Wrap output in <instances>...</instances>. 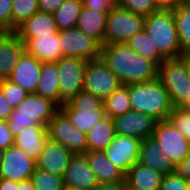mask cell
I'll return each instance as SVG.
<instances>
[{"instance_id": "d6986e66", "label": "cell", "mask_w": 190, "mask_h": 190, "mask_svg": "<svg viewBox=\"0 0 190 190\" xmlns=\"http://www.w3.org/2000/svg\"><path fill=\"white\" fill-rule=\"evenodd\" d=\"M25 45L15 33H0V81L9 79Z\"/></svg>"}, {"instance_id": "9c48e42d", "label": "cell", "mask_w": 190, "mask_h": 190, "mask_svg": "<svg viewBox=\"0 0 190 190\" xmlns=\"http://www.w3.org/2000/svg\"><path fill=\"white\" fill-rule=\"evenodd\" d=\"M121 85L118 77L102 58L87 61L83 79V91L104 101Z\"/></svg>"}, {"instance_id": "8fae6325", "label": "cell", "mask_w": 190, "mask_h": 190, "mask_svg": "<svg viewBox=\"0 0 190 190\" xmlns=\"http://www.w3.org/2000/svg\"><path fill=\"white\" fill-rule=\"evenodd\" d=\"M86 65L87 60L75 57H62L57 62L60 107L78 92L83 91Z\"/></svg>"}, {"instance_id": "8992f818", "label": "cell", "mask_w": 190, "mask_h": 190, "mask_svg": "<svg viewBox=\"0 0 190 190\" xmlns=\"http://www.w3.org/2000/svg\"><path fill=\"white\" fill-rule=\"evenodd\" d=\"M60 109L81 132L87 133L96 122L106 117L103 101L93 94L80 91Z\"/></svg>"}, {"instance_id": "d6a6232c", "label": "cell", "mask_w": 190, "mask_h": 190, "mask_svg": "<svg viewBox=\"0 0 190 190\" xmlns=\"http://www.w3.org/2000/svg\"><path fill=\"white\" fill-rule=\"evenodd\" d=\"M39 12L38 0H13L12 2V33L26 20Z\"/></svg>"}, {"instance_id": "7c38bea8", "label": "cell", "mask_w": 190, "mask_h": 190, "mask_svg": "<svg viewBox=\"0 0 190 190\" xmlns=\"http://www.w3.org/2000/svg\"><path fill=\"white\" fill-rule=\"evenodd\" d=\"M63 57L83 58L87 61L100 58L102 45L77 27L59 31Z\"/></svg>"}, {"instance_id": "9a60e30c", "label": "cell", "mask_w": 190, "mask_h": 190, "mask_svg": "<svg viewBox=\"0 0 190 190\" xmlns=\"http://www.w3.org/2000/svg\"><path fill=\"white\" fill-rule=\"evenodd\" d=\"M115 134L132 136L141 140L152 137L156 120L142 112L129 111L113 119Z\"/></svg>"}, {"instance_id": "f1b7e54d", "label": "cell", "mask_w": 190, "mask_h": 190, "mask_svg": "<svg viewBox=\"0 0 190 190\" xmlns=\"http://www.w3.org/2000/svg\"><path fill=\"white\" fill-rule=\"evenodd\" d=\"M126 44L136 53L154 62L158 67L166 59L144 30L134 34Z\"/></svg>"}, {"instance_id": "b9f144b4", "label": "cell", "mask_w": 190, "mask_h": 190, "mask_svg": "<svg viewBox=\"0 0 190 190\" xmlns=\"http://www.w3.org/2000/svg\"><path fill=\"white\" fill-rule=\"evenodd\" d=\"M65 0H38L39 11L53 14Z\"/></svg>"}, {"instance_id": "2e32d148", "label": "cell", "mask_w": 190, "mask_h": 190, "mask_svg": "<svg viewBox=\"0 0 190 190\" xmlns=\"http://www.w3.org/2000/svg\"><path fill=\"white\" fill-rule=\"evenodd\" d=\"M63 180L66 190H92L99 184L84 155H74Z\"/></svg>"}, {"instance_id": "4dcf8cb0", "label": "cell", "mask_w": 190, "mask_h": 190, "mask_svg": "<svg viewBox=\"0 0 190 190\" xmlns=\"http://www.w3.org/2000/svg\"><path fill=\"white\" fill-rule=\"evenodd\" d=\"M82 6V0H65L63 2L53 13L59 31L76 27Z\"/></svg>"}, {"instance_id": "52a82bcc", "label": "cell", "mask_w": 190, "mask_h": 190, "mask_svg": "<svg viewBox=\"0 0 190 190\" xmlns=\"http://www.w3.org/2000/svg\"><path fill=\"white\" fill-rule=\"evenodd\" d=\"M48 139L58 143L74 155L87 152L86 133L73 125L67 115L60 109L47 125Z\"/></svg>"}, {"instance_id": "f5cc1de1", "label": "cell", "mask_w": 190, "mask_h": 190, "mask_svg": "<svg viewBox=\"0 0 190 190\" xmlns=\"http://www.w3.org/2000/svg\"><path fill=\"white\" fill-rule=\"evenodd\" d=\"M187 69H188V75H189V80H190V63H187Z\"/></svg>"}, {"instance_id": "5b68a950", "label": "cell", "mask_w": 190, "mask_h": 190, "mask_svg": "<svg viewBox=\"0 0 190 190\" xmlns=\"http://www.w3.org/2000/svg\"><path fill=\"white\" fill-rule=\"evenodd\" d=\"M158 79L168 92L173 107H181L190 97L187 60L183 56L166 58L158 67Z\"/></svg>"}, {"instance_id": "74e56055", "label": "cell", "mask_w": 190, "mask_h": 190, "mask_svg": "<svg viewBox=\"0 0 190 190\" xmlns=\"http://www.w3.org/2000/svg\"><path fill=\"white\" fill-rule=\"evenodd\" d=\"M189 181L172 172L162 176L160 190H188Z\"/></svg>"}, {"instance_id": "d4e9b609", "label": "cell", "mask_w": 190, "mask_h": 190, "mask_svg": "<svg viewBox=\"0 0 190 190\" xmlns=\"http://www.w3.org/2000/svg\"><path fill=\"white\" fill-rule=\"evenodd\" d=\"M162 176L137 162L125 173V185L132 190H160Z\"/></svg>"}, {"instance_id": "e0dca14e", "label": "cell", "mask_w": 190, "mask_h": 190, "mask_svg": "<svg viewBox=\"0 0 190 190\" xmlns=\"http://www.w3.org/2000/svg\"><path fill=\"white\" fill-rule=\"evenodd\" d=\"M41 66L42 62L24 51L8 80L13 84L19 85L29 94H35L40 78Z\"/></svg>"}, {"instance_id": "ac0fdd59", "label": "cell", "mask_w": 190, "mask_h": 190, "mask_svg": "<svg viewBox=\"0 0 190 190\" xmlns=\"http://www.w3.org/2000/svg\"><path fill=\"white\" fill-rule=\"evenodd\" d=\"M74 154L62 145L52 142L49 139L45 143L39 158L36 160V167L46 170L52 174L64 176Z\"/></svg>"}, {"instance_id": "836d02e7", "label": "cell", "mask_w": 190, "mask_h": 190, "mask_svg": "<svg viewBox=\"0 0 190 190\" xmlns=\"http://www.w3.org/2000/svg\"><path fill=\"white\" fill-rule=\"evenodd\" d=\"M34 190H66L63 176L36 167L31 175Z\"/></svg>"}, {"instance_id": "5bb4252c", "label": "cell", "mask_w": 190, "mask_h": 190, "mask_svg": "<svg viewBox=\"0 0 190 190\" xmlns=\"http://www.w3.org/2000/svg\"><path fill=\"white\" fill-rule=\"evenodd\" d=\"M36 168V161L14 145L4 150L0 166V178L15 182L30 179Z\"/></svg>"}, {"instance_id": "484cf974", "label": "cell", "mask_w": 190, "mask_h": 190, "mask_svg": "<svg viewBox=\"0 0 190 190\" xmlns=\"http://www.w3.org/2000/svg\"><path fill=\"white\" fill-rule=\"evenodd\" d=\"M108 12H98L82 6L76 27L104 45Z\"/></svg>"}, {"instance_id": "6da1fadb", "label": "cell", "mask_w": 190, "mask_h": 190, "mask_svg": "<svg viewBox=\"0 0 190 190\" xmlns=\"http://www.w3.org/2000/svg\"><path fill=\"white\" fill-rule=\"evenodd\" d=\"M100 57L121 84L129 85L158 78V66L136 53L126 43L102 45Z\"/></svg>"}, {"instance_id": "7dc6e473", "label": "cell", "mask_w": 190, "mask_h": 190, "mask_svg": "<svg viewBox=\"0 0 190 190\" xmlns=\"http://www.w3.org/2000/svg\"><path fill=\"white\" fill-rule=\"evenodd\" d=\"M18 182L0 178V190H17Z\"/></svg>"}, {"instance_id": "83f0119b", "label": "cell", "mask_w": 190, "mask_h": 190, "mask_svg": "<svg viewBox=\"0 0 190 190\" xmlns=\"http://www.w3.org/2000/svg\"><path fill=\"white\" fill-rule=\"evenodd\" d=\"M115 135L113 120L106 116L86 133L87 151H104Z\"/></svg>"}, {"instance_id": "ee69618b", "label": "cell", "mask_w": 190, "mask_h": 190, "mask_svg": "<svg viewBox=\"0 0 190 190\" xmlns=\"http://www.w3.org/2000/svg\"><path fill=\"white\" fill-rule=\"evenodd\" d=\"M175 172L190 182V155L175 167Z\"/></svg>"}, {"instance_id": "c3c4849f", "label": "cell", "mask_w": 190, "mask_h": 190, "mask_svg": "<svg viewBox=\"0 0 190 190\" xmlns=\"http://www.w3.org/2000/svg\"><path fill=\"white\" fill-rule=\"evenodd\" d=\"M17 190H34V185L31 179L18 182Z\"/></svg>"}, {"instance_id": "ba28073f", "label": "cell", "mask_w": 190, "mask_h": 190, "mask_svg": "<svg viewBox=\"0 0 190 190\" xmlns=\"http://www.w3.org/2000/svg\"><path fill=\"white\" fill-rule=\"evenodd\" d=\"M144 19L116 5L107 15L104 44L126 43L143 30Z\"/></svg>"}, {"instance_id": "4fadbf2b", "label": "cell", "mask_w": 190, "mask_h": 190, "mask_svg": "<svg viewBox=\"0 0 190 190\" xmlns=\"http://www.w3.org/2000/svg\"><path fill=\"white\" fill-rule=\"evenodd\" d=\"M141 139L116 134L104 150L106 157L124 173L138 162Z\"/></svg>"}, {"instance_id": "e575fe53", "label": "cell", "mask_w": 190, "mask_h": 190, "mask_svg": "<svg viewBox=\"0 0 190 190\" xmlns=\"http://www.w3.org/2000/svg\"><path fill=\"white\" fill-rule=\"evenodd\" d=\"M117 6L144 18L159 10L154 0H117Z\"/></svg>"}, {"instance_id": "816d5d0a", "label": "cell", "mask_w": 190, "mask_h": 190, "mask_svg": "<svg viewBox=\"0 0 190 190\" xmlns=\"http://www.w3.org/2000/svg\"><path fill=\"white\" fill-rule=\"evenodd\" d=\"M3 154H4V151L0 149V166L2 165V162H3Z\"/></svg>"}, {"instance_id": "30bf717a", "label": "cell", "mask_w": 190, "mask_h": 190, "mask_svg": "<svg viewBox=\"0 0 190 190\" xmlns=\"http://www.w3.org/2000/svg\"><path fill=\"white\" fill-rule=\"evenodd\" d=\"M152 137L174 167L190 155V142L168 120L156 122Z\"/></svg>"}, {"instance_id": "db71d44e", "label": "cell", "mask_w": 190, "mask_h": 190, "mask_svg": "<svg viewBox=\"0 0 190 190\" xmlns=\"http://www.w3.org/2000/svg\"><path fill=\"white\" fill-rule=\"evenodd\" d=\"M125 190H132V189H130V188H128V187H126V185H125Z\"/></svg>"}, {"instance_id": "f907efd6", "label": "cell", "mask_w": 190, "mask_h": 190, "mask_svg": "<svg viewBox=\"0 0 190 190\" xmlns=\"http://www.w3.org/2000/svg\"><path fill=\"white\" fill-rule=\"evenodd\" d=\"M186 60H187V63H190V48L187 49L183 55H182Z\"/></svg>"}, {"instance_id": "7a4b0ae2", "label": "cell", "mask_w": 190, "mask_h": 190, "mask_svg": "<svg viewBox=\"0 0 190 190\" xmlns=\"http://www.w3.org/2000/svg\"><path fill=\"white\" fill-rule=\"evenodd\" d=\"M129 97L131 111L142 112L157 122L168 120L173 109L169 94L158 78L129 84Z\"/></svg>"}, {"instance_id": "7bdbcfd3", "label": "cell", "mask_w": 190, "mask_h": 190, "mask_svg": "<svg viewBox=\"0 0 190 190\" xmlns=\"http://www.w3.org/2000/svg\"><path fill=\"white\" fill-rule=\"evenodd\" d=\"M14 110L4 93L0 90V120L7 121L10 113Z\"/></svg>"}, {"instance_id": "681fc988", "label": "cell", "mask_w": 190, "mask_h": 190, "mask_svg": "<svg viewBox=\"0 0 190 190\" xmlns=\"http://www.w3.org/2000/svg\"><path fill=\"white\" fill-rule=\"evenodd\" d=\"M182 110L187 111L190 113V97H188V100L184 102L181 107Z\"/></svg>"}, {"instance_id": "cb8c5ba5", "label": "cell", "mask_w": 190, "mask_h": 190, "mask_svg": "<svg viewBox=\"0 0 190 190\" xmlns=\"http://www.w3.org/2000/svg\"><path fill=\"white\" fill-rule=\"evenodd\" d=\"M56 22L53 14L37 12L30 19L21 24L15 34L25 44L29 39L37 36L50 35L58 33Z\"/></svg>"}, {"instance_id": "f35d334b", "label": "cell", "mask_w": 190, "mask_h": 190, "mask_svg": "<svg viewBox=\"0 0 190 190\" xmlns=\"http://www.w3.org/2000/svg\"><path fill=\"white\" fill-rule=\"evenodd\" d=\"M12 2L0 0V33H12Z\"/></svg>"}, {"instance_id": "44dd1931", "label": "cell", "mask_w": 190, "mask_h": 190, "mask_svg": "<svg viewBox=\"0 0 190 190\" xmlns=\"http://www.w3.org/2000/svg\"><path fill=\"white\" fill-rule=\"evenodd\" d=\"M84 156L99 184L125 183V173L106 157L104 151H87Z\"/></svg>"}, {"instance_id": "ab89813d", "label": "cell", "mask_w": 190, "mask_h": 190, "mask_svg": "<svg viewBox=\"0 0 190 190\" xmlns=\"http://www.w3.org/2000/svg\"><path fill=\"white\" fill-rule=\"evenodd\" d=\"M82 5L98 12H109L117 5V0H82Z\"/></svg>"}, {"instance_id": "60d3db41", "label": "cell", "mask_w": 190, "mask_h": 190, "mask_svg": "<svg viewBox=\"0 0 190 190\" xmlns=\"http://www.w3.org/2000/svg\"><path fill=\"white\" fill-rule=\"evenodd\" d=\"M14 136L9 128L7 121L0 120V149L6 150L13 146Z\"/></svg>"}, {"instance_id": "603a6c76", "label": "cell", "mask_w": 190, "mask_h": 190, "mask_svg": "<svg viewBox=\"0 0 190 190\" xmlns=\"http://www.w3.org/2000/svg\"><path fill=\"white\" fill-rule=\"evenodd\" d=\"M48 140L47 126H30L14 136V146L20 148L35 161Z\"/></svg>"}, {"instance_id": "f546056e", "label": "cell", "mask_w": 190, "mask_h": 190, "mask_svg": "<svg viewBox=\"0 0 190 190\" xmlns=\"http://www.w3.org/2000/svg\"><path fill=\"white\" fill-rule=\"evenodd\" d=\"M106 116L113 119L131 111L129 85L121 84L103 101Z\"/></svg>"}, {"instance_id": "7402d4cb", "label": "cell", "mask_w": 190, "mask_h": 190, "mask_svg": "<svg viewBox=\"0 0 190 190\" xmlns=\"http://www.w3.org/2000/svg\"><path fill=\"white\" fill-rule=\"evenodd\" d=\"M138 162L153 168L161 175L175 172V167L167 155L163 154L160 145L153 137L141 141Z\"/></svg>"}, {"instance_id": "ffe728a7", "label": "cell", "mask_w": 190, "mask_h": 190, "mask_svg": "<svg viewBox=\"0 0 190 190\" xmlns=\"http://www.w3.org/2000/svg\"><path fill=\"white\" fill-rule=\"evenodd\" d=\"M24 45L25 51L42 63L58 62L63 57L59 32L31 38Z\"/></svg>"}, {"instance_id": "bcb514c9", "label": "cell", "mask_w": 190, "mask_h": 190, "mask_svg": "<svg viewBox=\"0 0 190 190\" xmlns=\"http://www.w3.org/2000/svg\"><path fill=\"white\" fill-rule=\"evenodd\" d=\"M92 190H125V183L98 184Z\"/></svg>"}, {"instance_id": "8d00e7d4", "label": "cell", "mask_w": 190, "mask_h": 190, "mask_svg": "<svg viewBox=\"0 0 190 190\" xmlns=\"http://www.w3.org/2000/svg\"><path fill=\"white\" fill-rule=\"evenodd\" d=\"M0 90L4 93L5 97L9 101L10 105L13 106V108L19 106V104L29 94L19 85L13 84L8 79L0 81Z\"/></svg>"}, {"instance_id": "3957f363", "label": "cell", "mask_w": 190, "mask_h": 190, "mask_svg": "<svg viewBox=\"0 0 190 190\" xmlns=\"http://www.w3.org/2000/svg\"><path fill=\"white\" fill-rule=\"evenodd\" d=\"M59 110L60 107L52 100L28 94L10 113L7 123L15 136L25 127L47 126Z\"/></svg>"}, {"instance_id": "d590c367", "label": "cell", "mask_w": 190, "mask_h": 190, "mask_svg": "<svg viewBox=\"0 0 190 190\" xmlns=\"http://www.w3.org/2000/svg\"><path fill=\"white\" fill-rule=\"evenodd\" d=\"M168 121L177 128L185 138L190 142V113L182 110L180 107H173Z\"/></svg>"}, {"instance_id": "277c9868", "label": "cell", "mask_w": 190, "mask_h": 190, "mask_svg": "<svg viewBox=\"0 0 190 190\" xmlns=\"http://www.w3.org/2000/svg\"><path fill=\"white\" fill-rule=\"evenodd\" d=\"M143 30L165 58L182 56L173 9H159L145 17Z\"/></svg>"}, {"instance_id": "4316f807", "label": "cell", "mask_w": 190, "mask_h": 190, "mask_svg": "<svg viewBox=\"0 0 190 190\" xmlns=\"http://www.w3.org/2000/svg\"><path fill=\"white\" fill-rule=\"evenodd\" d=\"M40 97L52 100L60 107V90L57 62L42 63L36 93Z\"/></svg>"}, {"instance_id": "1f68e13d", "label": "cell", "mask_w": 190, "mask_h": 190, "mask_svg": "<svg viewBox=\"0 0 190 190\" xmlns=\"http://www.w3.org/2000/svg\"><path fill=\"white\" fill-rule=\"evenodd\" d=\"M173 17L183 55L190 48V3L185 1L173 9Z\"/></svg>"}, {"instance_id": "f6af8a7d", "label": "cell", "mask_w": 190, "mask_h": 190, "mask_svg": "<svg viewBox=\"0 0 190 190\" xmlns=\"http://www.w3.org/2000/svg\"><path fill=\"white\" fill-rule=\"evenodd\" d=\"M159 9H175L186 0H154Z\"/></svg>"}]
</instances>
